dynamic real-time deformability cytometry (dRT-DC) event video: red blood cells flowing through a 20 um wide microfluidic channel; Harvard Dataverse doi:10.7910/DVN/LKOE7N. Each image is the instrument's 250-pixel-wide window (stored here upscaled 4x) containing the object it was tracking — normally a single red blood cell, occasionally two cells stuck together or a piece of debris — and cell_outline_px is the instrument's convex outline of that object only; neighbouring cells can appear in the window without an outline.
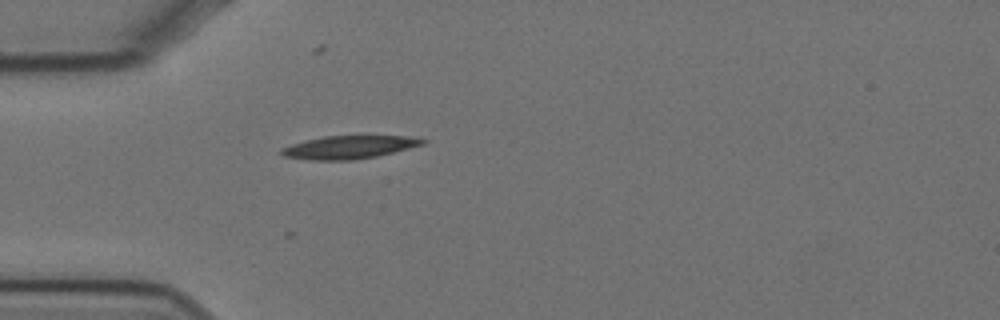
{"species": "Egyptian fruit bat (a non-hibernating species)", "species_latin": "Rousettus aegyptiacus", "temperature_condition": "cold", "stored_images_in_passage": 34, "camera_frame_rate_fps": 3000, "um_per_image_px": 0.085, "animal": {"sex": "female"}, "frame": {"image": 1, "passage_image": 2, "time_ms": 0.333, "image_size_px": [1000, 320], "cell_outline_px": [[428, 140], [424, 144], [376, 156], [352, 160], [312, 160], [284, 156], [280, 152], [280, 148], [292, 144], [324, 136], [420, 136]], "centroid_in_image_um": [29.72, 12.5], "position_along_channel_um": 55.3, "area_um2": 18.84}}
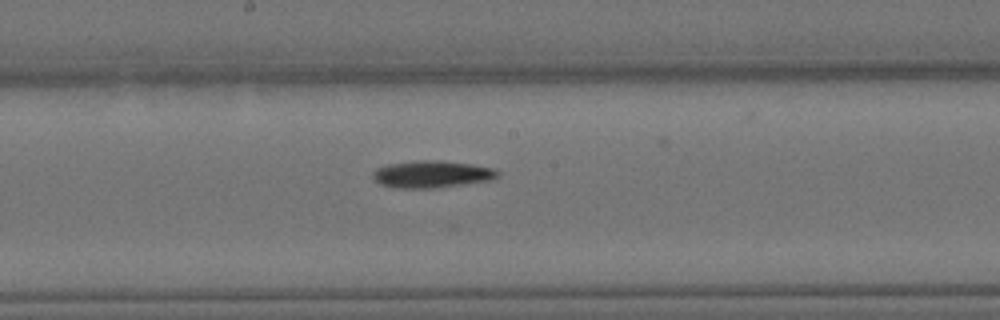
{"frame": {"image": 2, "passage_image": 16, "time_ms": 5.0, "image_size_px": [1000, 320], "cell_outline_px": [[500, 176], [492, 180], [432, 188], [396, 188], [380, 184], [372, 176], [372, 172], [376, 168], [388, 164], [420, 160], [440, 160], [472, 164], [496, 168], [500, 172]], "centroid_in_image_um": [36.74, 14.8], "position_along_channel_um": 211.5, "area_um2": 19.83}}
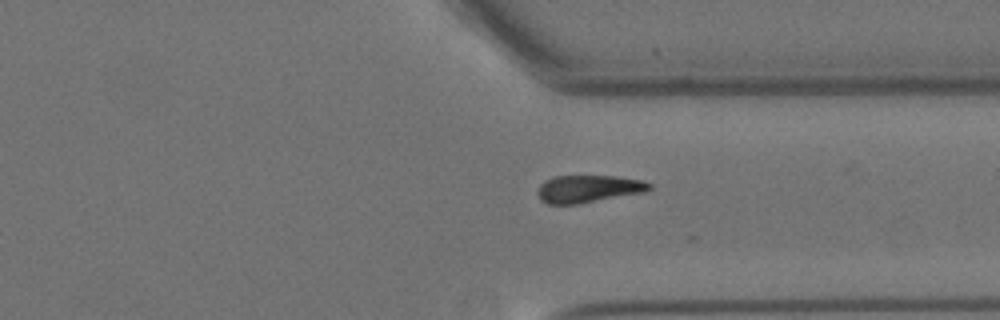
{"frame": {"image": 3, "passage_image": 29, "time_ms": 9.333, "image_size_px": [1000, 320], "cell_outline_px": [[652, 188], [644, 192], [580, 204], [548, 204], [540, 200], [536, 192], [540, 184], [544, 180], [552, 176], [616, 176], [640, 180], [652, 184]], "centroid_in_image_um": [49.97, 16.05], "position_along_channel_um": 361.4, "area_um2": 18.03}}